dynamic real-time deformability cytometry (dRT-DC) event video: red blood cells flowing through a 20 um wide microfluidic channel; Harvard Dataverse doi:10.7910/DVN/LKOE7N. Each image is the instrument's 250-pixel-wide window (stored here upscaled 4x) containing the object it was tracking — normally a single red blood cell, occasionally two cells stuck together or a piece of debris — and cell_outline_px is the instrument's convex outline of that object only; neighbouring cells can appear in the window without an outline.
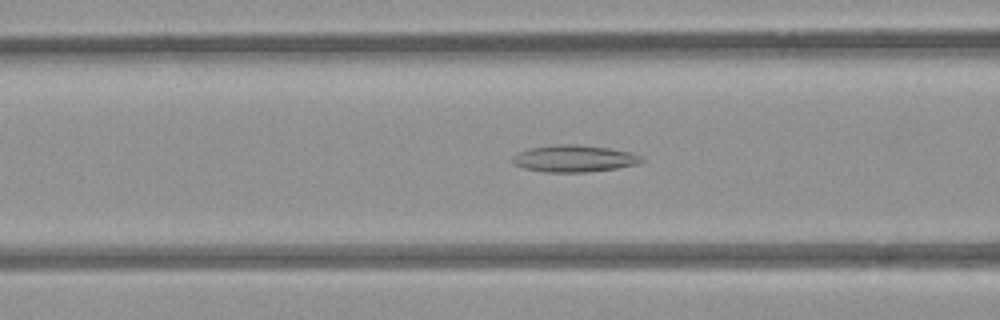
{"species": "common noctule bat (a hibernating species)", "species_latin": "Nyctalus noctula", "temperature_condition": "room temperature", "stored_images_in_passage": 26, "camera_frame_rate_fps": 3000, "um_per_image_px": 0.085, "animal": {"sex": "female", "body_mass_g": 21.9}, "frame": {"image": 1, "passage_image": 6, "time_ms": 1.667, "image_size_px": [1000, 320], "cell_outline_px": [[644, 160], [640, 164], [616, 168], [588, 172], [544, 172], [524, 168], [512, 164], [512, 156], [516, 152], [532, 148], [556, 144], [572, 144], [608, 148], [632, 152], [640, 156]], "centroid_in_image_um": [48.78, 13.48], "position_along_channel_um": 117.8, "area_um2": 20.29}}
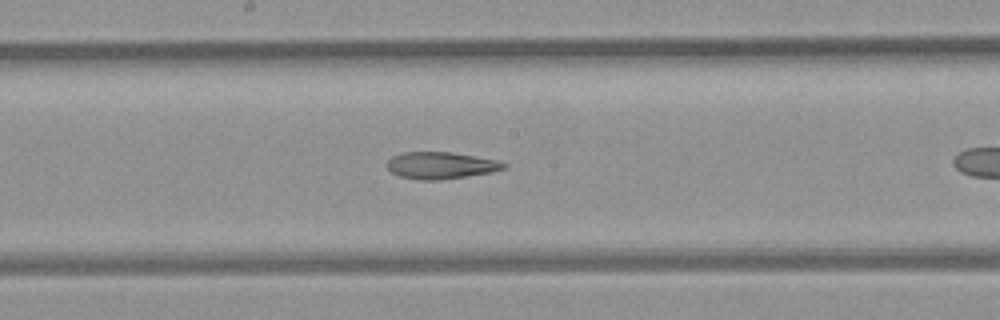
{"frame": {"image": 2, "passage_image": 13, "time_ms": 4.0, "image_size_px": [1000, 320], "cell_outline_px": [[508, 164], [504, 168], [492, 172], [436, 180], [420, 180], [400, 176], [392, 172], [388, 168], [388, 160], [392, 156], [404, 152], [452, 152], [496, 160]], "centroid_in_image_um": [37.46, 14.05], "position_along_channel_um": 210.7, "area_um2": 17.98}}
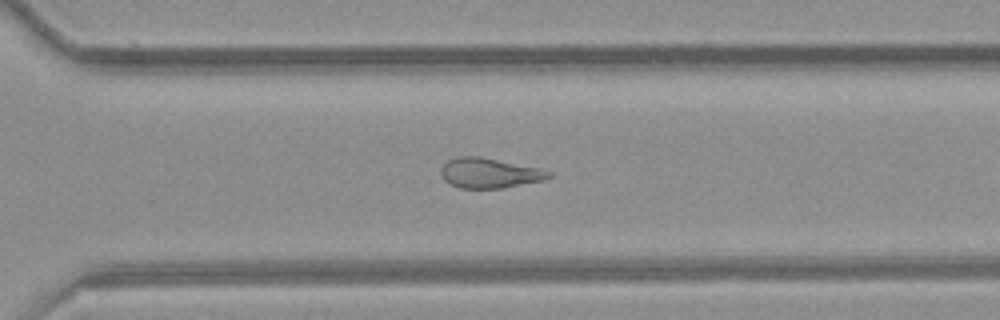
{"frame": {"image": 3, "passage_image": 22, "time_ms": 7.0, "image_size_px": [1000, 320], "cell_outline_px": [[552, 176], [544, 180], [504, 188], [460, 188], [444, 180], [440, 172], [440, 168], [448, 160], [456, 156], [480, 156], [540, 168], [552, 172]], "centroid_in_image_um": [41.61, 14.7], "position_along_channel_um": 329.0, "area_um2": 18.96}}